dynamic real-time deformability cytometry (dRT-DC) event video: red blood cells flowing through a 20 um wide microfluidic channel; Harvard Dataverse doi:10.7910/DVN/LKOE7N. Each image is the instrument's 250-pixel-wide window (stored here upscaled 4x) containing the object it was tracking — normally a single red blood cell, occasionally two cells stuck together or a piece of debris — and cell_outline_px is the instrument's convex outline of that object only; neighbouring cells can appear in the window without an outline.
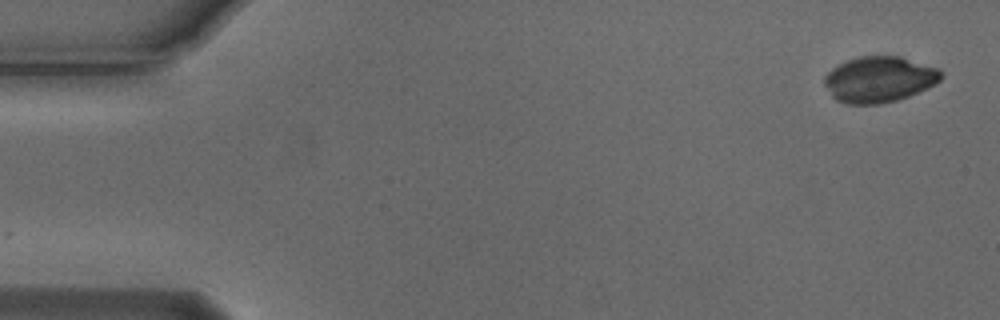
{"species": "Egyptian fruit bat (a non-hibernating species)", "species_latin": "Rousettus aegyptiacus", "temperature_condition": "cold", "stored_images_in_passage": 2, "camera_frame_rate_fps": 3000, "um_per_image_px": 0.085, "animal": {"sex": "male"}, "frame": {"image": 1, "passage_image": 2, "time_ms": 0.333, "image_size_px": [1000, 320], "cell_outline_px": [[944, 76], [940, 80], [928, 88], [908, 96], [896, 100], [880, 104], [848, 104], [836, 100], [832, 96], [824, 84], [824, 76], [836, 64], [860, 56], [900, 56], [940, 68], [944, 72]], "centroid_in_image_um": [74.75, 6.74], "position_along_channel_um": 10.2, "area_um2": 31.44}}